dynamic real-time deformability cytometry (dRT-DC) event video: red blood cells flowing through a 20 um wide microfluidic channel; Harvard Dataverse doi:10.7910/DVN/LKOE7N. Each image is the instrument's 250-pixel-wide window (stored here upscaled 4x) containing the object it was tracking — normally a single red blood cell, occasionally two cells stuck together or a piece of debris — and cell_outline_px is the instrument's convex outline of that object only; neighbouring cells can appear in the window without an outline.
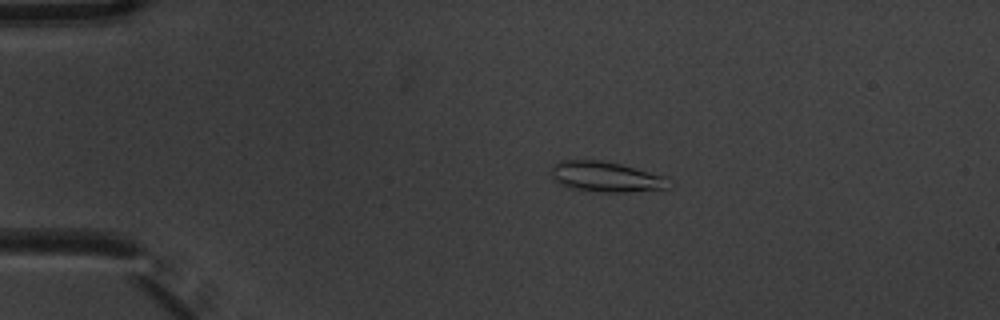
{"species": "common noctule bat (a hibernating species)", "species_latin": "Nyctalus noctula", "temperature_condition": "warm", "stored_images_in_passage": 5, "camera_frame_rate_fps": 3000, "um_per_image_px": 0.085, "animal": {"sex": "male", "body_mass_g": 20.1, "forearm_length_mm": 53.5}, "frame": {"image": 1, "passage_image": 3, "time_ms": 0.667, "image_size_px": [1000, 320], "cell_outline_px": [[668, 188], [628, 192], [600, 192], [568, 188], [552, 180], [552, 168], [560, 160], [604, 160], [668, 176]], "centroid_in_image_um": [51.5, 15.03], "position_along_channel_um": 33.5, "area_um2": 20.92}}
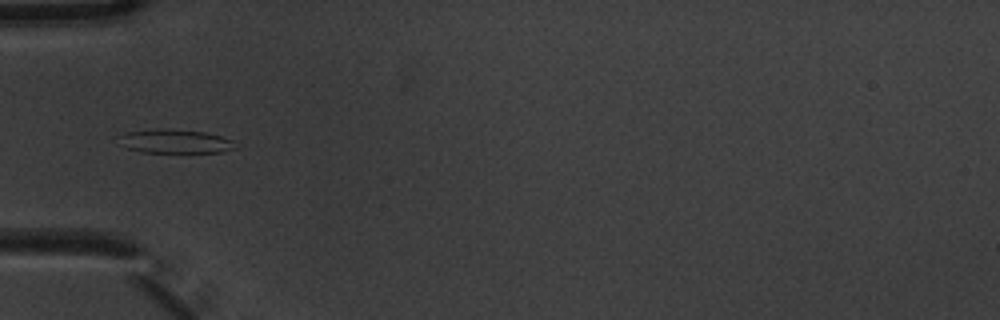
{"frame": {"image": 2, "passage_image": 5, "time_ms": 1.333, "image_size_px": [1000, 320], "cell_outline_px": [[236, 148], [220, 152], [144, 152], [128, 148], [116, 136], [128, 132], [156, 128], [164, 128], [204, 132], [220, 136], [232, 140]], "centroid_in_image_um": [14.88, 12.0], "position_along_channel_um": 70.1, "area_um2": 15.95}}